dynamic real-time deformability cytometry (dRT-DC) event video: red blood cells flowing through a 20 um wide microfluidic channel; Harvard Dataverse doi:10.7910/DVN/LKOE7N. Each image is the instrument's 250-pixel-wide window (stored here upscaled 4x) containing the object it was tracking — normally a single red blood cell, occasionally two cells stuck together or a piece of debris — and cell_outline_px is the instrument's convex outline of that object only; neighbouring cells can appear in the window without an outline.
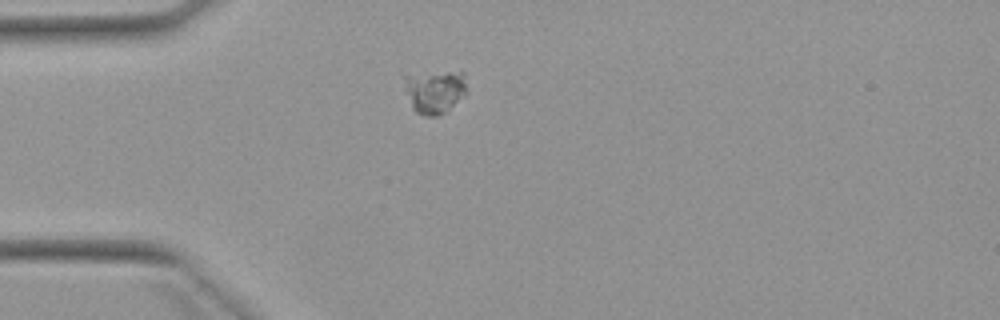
{"species": "Egyptian fruit bat (a non-hibernating species)", "species_latin": "Rousettus aegyptiacus", "temperature_condition": "warm", "stored_images_in_passage": 1, "camera_frame_rate_fps": 3000, "um_per_image_px": 0.085, "animal": {"sex": "female"}, "frame": {"image": 1, "passage_image": 1, "time_ms": 0.0, "image_size_px": [1000, 320], "cell_outline_px": [[464, 96], [448, 112], [436, 116], [424, 116], [416, 112], [412, 108], [404, 76], [448, 72], [464, 72]], "centroid_in_image_um": [36.99, 7.83], "position_along_channel_um": 48.0, "area_um2": 15.2}}